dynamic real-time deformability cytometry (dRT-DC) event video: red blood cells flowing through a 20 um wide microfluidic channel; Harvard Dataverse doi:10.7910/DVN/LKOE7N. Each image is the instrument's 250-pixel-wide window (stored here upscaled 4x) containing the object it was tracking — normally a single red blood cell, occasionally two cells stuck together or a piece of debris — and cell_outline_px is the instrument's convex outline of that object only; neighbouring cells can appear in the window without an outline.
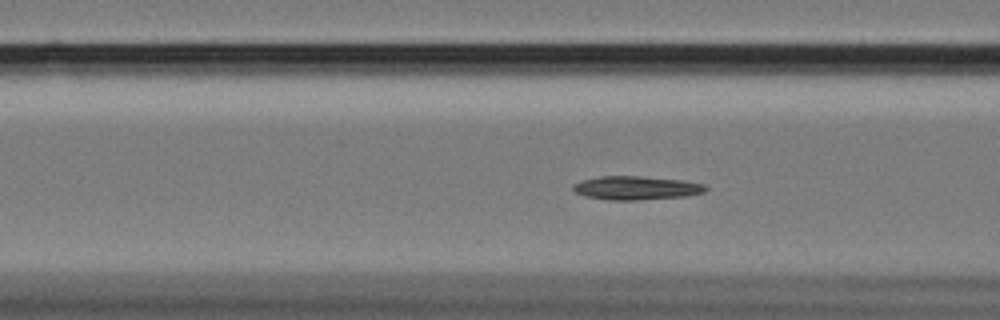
{"species": "Egyptian fruit bat (a non-hibernating species)", "species_latin": "Rousettus aegyptiacus", "temperature_condition": "cold", "stored_images_in_passage": 57, "camera_frame_rate_fps": 3000, "um_per_image_px": 0.085, "animal": {"sex": "female"}, "frame": {"image": 1, "passage_image": 23, "time_ms": 7.333, "image_size_px": [1000, 320], "cell_outline_px": [[708, 188], [704, 192], [688, 196], [640, 200], [608, 200], [584, 196], [576, 192], [572, 188], [572, 184], [580, 180], [600, 176], [640, 176], [680, 180], [704, 184]], "centroid_in_image_um": [54.05, 15.98], "position_along_channel_um": 112.6, "area_um2": 18.38}}
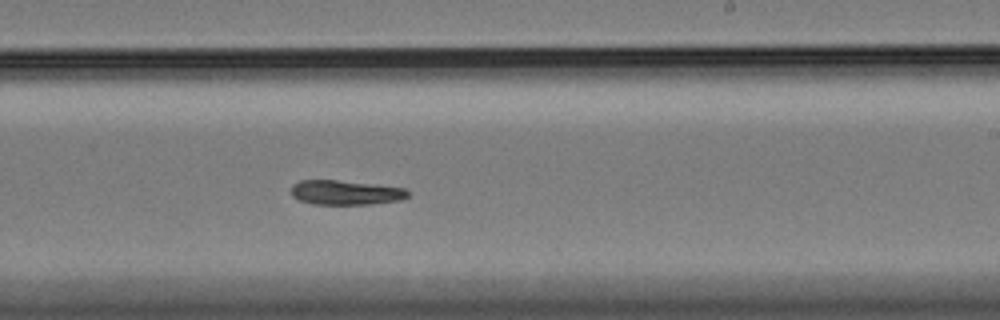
{"frame": {"image": 2, "passage_image": 36, "time_ms": 11.667, "image_size_px": [1000, 320], "cell_outline_px": [[408, 196], [400, 200], [368, 204], [312, 204], [300, 200], [292, 196], [292, 184], [300, 180], [336, 180], [404, 188], [408, 192]], "centroid_in_image_um": [29.33, 16.36], "position_along_channel_um": 259.7, "area_um2": 16.42}}
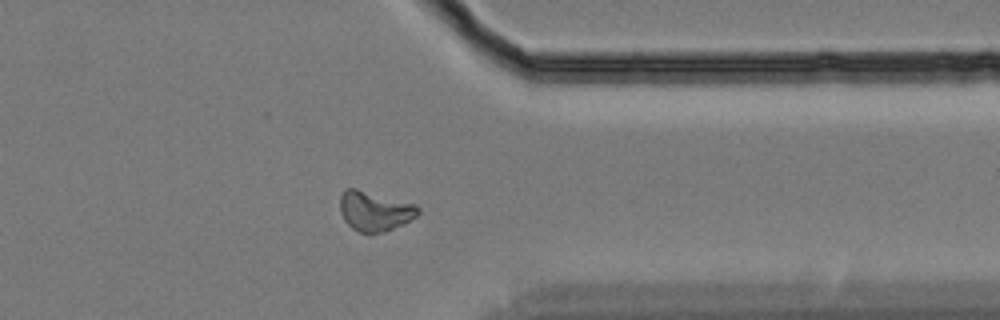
{"frame": {"image": 3, "passage_image": 47, "time_ms": 15.333, "image_size_px": [1000, 320], "cell_outline_px": [[420, 212], [416, 216], [384, 232], [360, 232], [352, 228], [344, 220], [340, 212], [340, 196], [344, 188], [356, 188], [416, 204], [420, 208]], "centroid_in_image_um": [31.82, 17.91], "position_along_channel_um": 379.6, "area_um2": 17.92}, "authors_computed_cell_mechanics": {"area_um2": 17.8602, "velocity_mm_per_s": 3.3949, "shape_relaxation_time_tau1_ms": 5.1487, "shape_relaxation_time_tau2_ms": null, "deformation_change_tau1": 0.0941, "deformation_change_tau2": null}}